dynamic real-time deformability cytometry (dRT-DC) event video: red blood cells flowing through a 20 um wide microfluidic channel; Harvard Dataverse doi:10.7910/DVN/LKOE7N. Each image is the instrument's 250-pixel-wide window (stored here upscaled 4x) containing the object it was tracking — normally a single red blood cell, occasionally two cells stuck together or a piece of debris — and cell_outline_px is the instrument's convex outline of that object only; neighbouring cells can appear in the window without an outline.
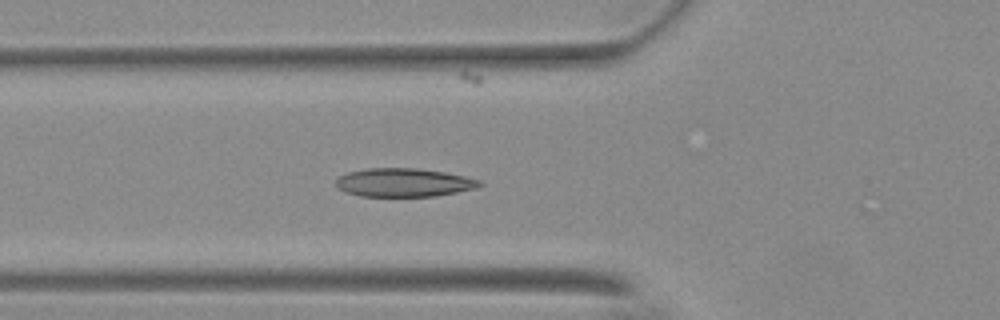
{"species": "Egyptian fruit bat (a non-hibernating species)", "species_latin": "Rousettus aegyptiacus", "temperature_condition": "warm", "stored_images_in_passage": 37, "camera_frame_rate_fps": 3000, "um_per_image_px": 0.085, "animal": {"sex": "female"}, "frame": {"image": 1, "passage_image": 2, "time_ms": 0.333, "image_size_px": [1000, 320], "cell_outline_px": [[484, 184], [476, 188], [436, 196], [360, 196], [344, 192], [336, 188], [336, 180], [340, 176], [348, 172], [368, 168], [416, 168], [444, 172], [464, 176], [480, 180]], "centroid_in_image_um": [34.3, 15.52], "position_along_channel_um": 91.5, "area_um2": 23.87}}
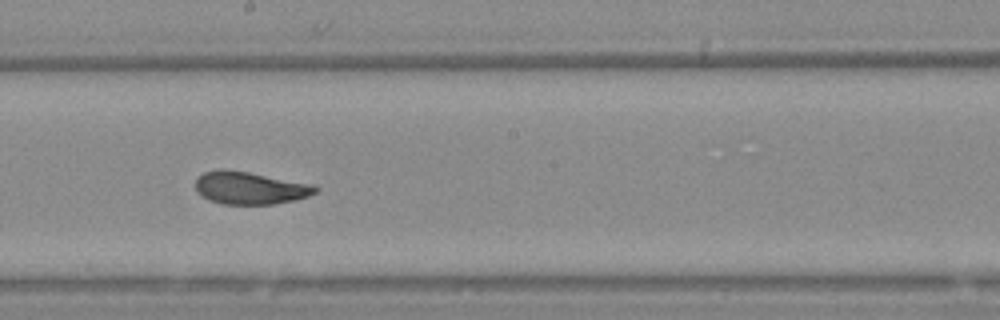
{"frame": {"image": 2, "passage_image": 13, "time_ms": 4.0, "image_size_px": [1000, 320], "cell_outline_px": [[316, 192], [308, 196], [276, 204], [220, 204], [208, 200], [200, 196], [196, 192], [196, 180], [204, 172], [220, 168], [224, 168], [248, 172], [312, 184], [316, 188]], "centroid_in_image_um": [21.17, 15.98], "position_along_channel_um": 227.0, "area_um2": 22.72}}
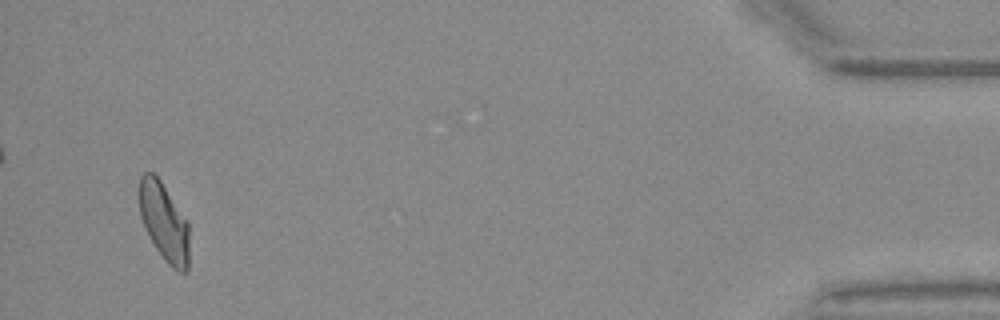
{"frame": {"image": 3, "passage_image": 35, "time_ms": 11.333, "image_size_px": [1000, 320], "cell_outline_px": [[188, 268], [184, 272], [180, 272], [172, 268], [164, 260], [156, 248], [140, 216], [140, 176], [144, 172], [152, 172], [160, 180], [188, 220]], "centroid_in_image_um": [13.97, 18.86], "position_along_channel_um": 421.2, "area_um2": 22.43}}